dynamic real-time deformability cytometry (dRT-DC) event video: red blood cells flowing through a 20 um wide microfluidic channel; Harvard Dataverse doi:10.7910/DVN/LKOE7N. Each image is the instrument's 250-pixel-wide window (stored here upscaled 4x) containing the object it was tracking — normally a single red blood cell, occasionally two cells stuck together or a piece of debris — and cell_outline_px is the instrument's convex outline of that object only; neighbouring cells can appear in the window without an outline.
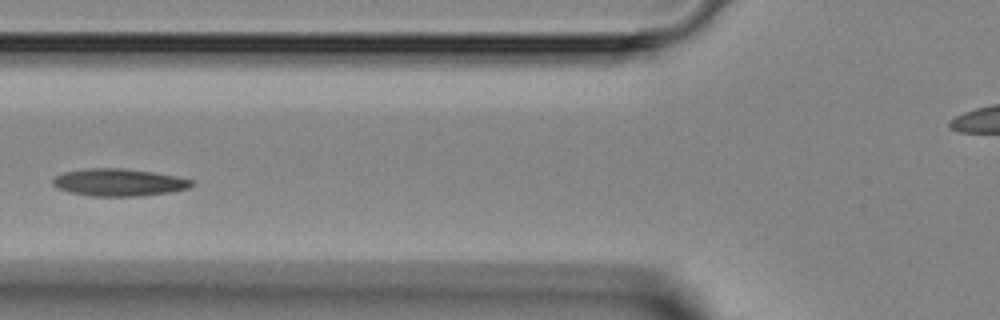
{"species": "Egyptian fruit bat (a non-hibernating species)", "species_latin": "Rousettus aegyptiacus", "temperature_condition": "room temperature", "stored_images_in_passage": 9, "segment_of_instrument_passage": [1, 2], "camera_frame_rate_fps": 3000, "um_per_image_px": 0.085, "animal": {"sex": "female"}, "frame": {"image": 1, "passage_image": 7, "time_ms": 7.0, "image_size_px": [1000, 320], "cell_outline_px": [[192, 184], [188, 188], [172, 192], [140, 196], [92, 196], [68, 192], [56, 188], [52, 184], [52, 180], [56, 176], [64, 172], [88, 168], [120, 168], [152, 172], [176, 176], [192, 180]], "centroid_in_image_um": [10.07, 15.51], "position_along_channel_um": 115.7, "area_um2": 22.08}}
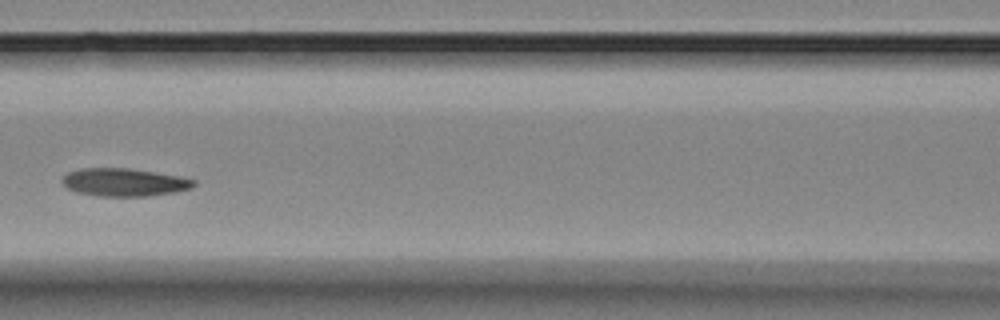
{"frame": {"image": 2, "passage_image": 8, "time_ms": 8.0, "image_size_px": [1000, 320], "cell_outline_px": [[196, 184], [192, 188], [176, 192], [148, 196], [96, 196], [76, 192], [68, 188], [60, 180], [68, 172], [80, 168], [128, 168], [180, 176], [196, 180]], "centroid_in_image_um": [10.57, 15.49], "position_along_channel_um": 156.0, "area_um2": 21.5}}